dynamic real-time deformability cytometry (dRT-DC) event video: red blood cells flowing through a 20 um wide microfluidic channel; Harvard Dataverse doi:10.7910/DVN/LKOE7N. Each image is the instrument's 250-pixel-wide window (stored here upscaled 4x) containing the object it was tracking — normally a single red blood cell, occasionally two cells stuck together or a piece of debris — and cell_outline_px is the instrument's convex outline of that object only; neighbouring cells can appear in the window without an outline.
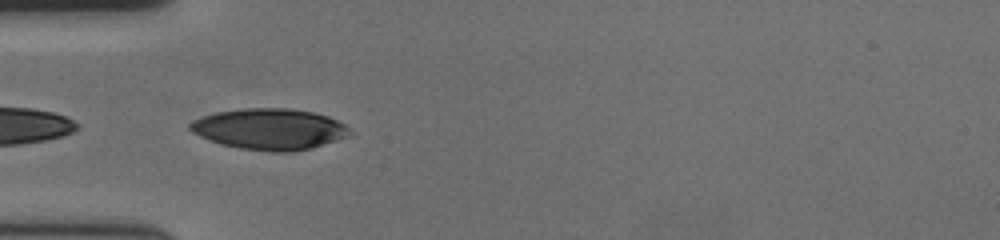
{"species": "human", "species_latin": "Homo sapiens", "temperature_condition": "cold", "stored_images_in_passage": 40, "camera_frame_rate_fps": 3000, "um_per_image_px": 0.085, "donor": {"sex": "female"}, "frame": {"image": 1, "passage_image": 1, "time_ms": 0.0, "image_size_px": [1000, 240], "cell_outline_px": [[348, 136], [312, 148], [292, 152], [272, 152], [240, 148], [220, 144], [208, 140], [192, 132], [188, 128], [188, 124], [192, 120], [216, 112], [244, 108], [288, 108], [316, 112], [328, 116], [344, 124], [348, 128]], "centroid_in_image_um": [22.88, 10.97], "position_along_channel_um": 62.1, "area_um2": 38.26}}
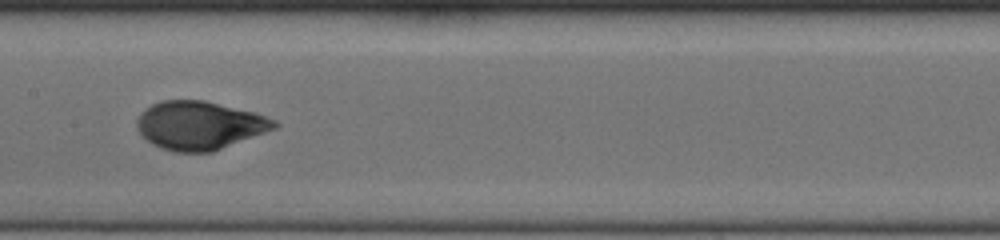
{"frame": {"image": 2, "passage_image": 12, "time_ms": 3.667, "image_size_px": [1000, 240], "cell_outline_px": [[280, 124], [276, 128], [212, 152], [176, 152], [160, 148], [152, 144], [136, 128], [136, 120], [140, 112], [152, 104], [160, 100], [204, 100], [256, 112], [276, 120]], "centroid_in_image_um": [16.96, 10.65], "position_along_channel_um": 190.4, "area_um2": 38.9}}
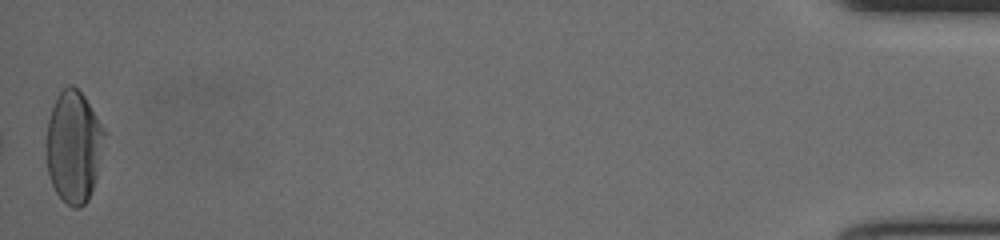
{"frame": {"image": 3, "passage_image": 40, "time_ms": 13.0, "image_size_px": [1000, 240], "cell_outline_px": [[108, 136], [96, 176], [88, 200], [80, 208], [72, 208], [56, 192], [52, 184], [48, 172], [44, 152], [44, 144], [48, 120], [56, 96], [68, 84], [72, 84], [84, 96], [108, 132]], "centroid_in_image_um": [6.27, 12.44], "position_along_channel_um": 428.9, "area_um2": 38.73}, "authors_computed_cell_mechanics": {"area_um2": 38.2636, "velocity_mm_per_s": 3.5807, "shape_relaxation_time_tau1_ms": 3.9818, "shape_relaxation_time_tau2_ms": null, "deformation_change_tau1": 0.1722, "deformation_change_tau2": null}}